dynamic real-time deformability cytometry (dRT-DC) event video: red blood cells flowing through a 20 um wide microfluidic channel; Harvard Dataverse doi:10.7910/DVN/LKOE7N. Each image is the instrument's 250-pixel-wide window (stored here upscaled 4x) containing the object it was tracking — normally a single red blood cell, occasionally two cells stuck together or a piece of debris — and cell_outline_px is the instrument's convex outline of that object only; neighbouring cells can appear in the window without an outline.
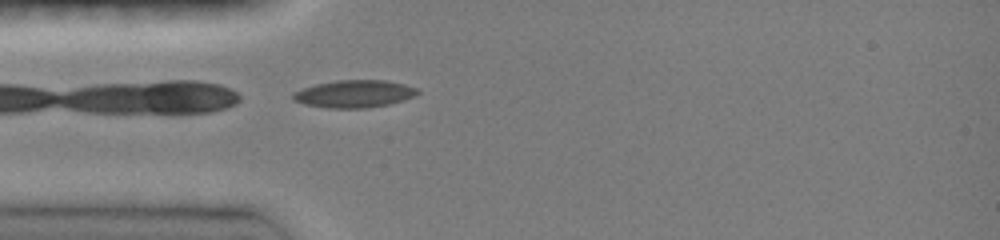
{"species": "common noctule bat (a hibernating species)", "species_latin": "Nyctalus noctula", "temperature_condition": "room temperature", "stored_images_in_passage": 58, "camera_frame_rate_fps": 3000, "um_per_image_px": 0.085, "animal": {"sex": "female", "body_mass_g": 19.0, "forearm_length_mm": 51.5}, "frame": {"image": 1, "passage_image": 1, "time_ms": 0.0, "image_size_px": [1000, 240], "cell_outline_px": [[420, 92], [416, 96], [404, 100], [388, 104], [364, 108], [328, 108], [304, 104], [292, 100], [292, 92], [316, 84], [336, 80], [384, 80], [404, 84], [416, 88]], "centroid_in_image_um": [30.1, 7.97], "position_along_channel_um": 54.9, "area_um2": 19.94}}
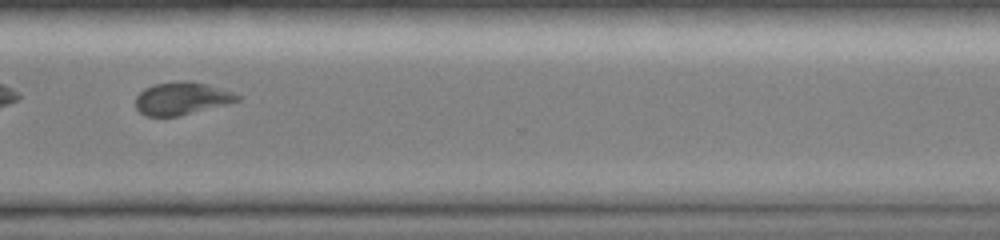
{"frame": {"image": 2, "passage_image": 42, "time_ms": 7.333, "image_size_px": [1000, 240], "cell_outline_px": [[240, 100], [176, 116], [144, 116], [136, 108], [136, 96], [144, 88], [152, 84], [176, 80], [188, 80], [208, 84], [232, 92], [240, 96]], "centroid_in_image_um": [15.39, 8.34], "position_along_channel_um": 355.2, "area_um2": 19.25}, "authors_computed_cell_mechanics": {"area_um2": 19.5364, "velocity_mm_per_s": 4.132, "shape_relaxation_time_tau1_ms": null, "shape_relaxation_time_tau2_ms": 6.8926, "deformation_change_tau1": null, "deformation_change_tau2": 0.1236}}